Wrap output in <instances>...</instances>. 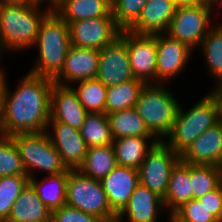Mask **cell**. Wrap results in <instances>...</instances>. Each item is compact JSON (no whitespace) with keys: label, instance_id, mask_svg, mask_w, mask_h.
<instances>
[{"label":"cell","instance_id":"obj_1","mask_svg":"<svg viewBox=\"0 0 222 222\" xmlns=\"http://www.w3.org/2000/svg\"><path fill=\"white\" fill-rule=\"evenodd\" d=\"M11 93L5 79L0 134L38 133L47 129L50 119L52 79L28 72Z\"/></svg>","mask_w":222,"mask_h":222},{"label":"cell","instance_id":"obj_2","mask_svg":"<svg viewBox=\"0 0 222 222\" xmlns=\"http://www.w3.org/2000/svg\"><path fill=\"white\" fill-rule=\"evenodd\" d=\"M42 0L28 3L0 4V47L30 49L38 37L44 17L53 9L51 5L40 11ZM24 48V49H23Z\"/></svg>","mask_w":222,"mask_h":222},{"label":"cell","instance_id":"obj_3","mask_svg":"<svg viewBox=\"0 0 222 222\" xmlns=\"http://www.w3.org/2000/svg\"><path fill=\"white\" fill-rule=\"evenodd\" d=\"M36 45L39 57L29 73L54 80L64 66L71 43L68 23L53 9L41 22Z\"/></svg>","mask_w":222,"mask_h":222},{"label":"cell","instance_id":"obj_4","mask_svg":"<svg viewBox=\"0 0 222 222\" xmlns=\"http://www.w3.org/2000/svg\"><path fill=\"white\" fill-rule=\"evenodd\" d=\"M218 122V107L209 93L186 112L179 106L171 132L167 135L169 141L165 143L181 154L203 132Z\"/></svg>","mask_w":222,"mask_h":222},{"label":"cell","instance_id":"obj_5","mask_svg":"<svg viewBox=\"0 0 222 222\" xmlns=\"http://www.w3.org/2000/svg\"><path fill=\"white\" fill-rule=\"evenodd\" d=\"M164 84H147L140 92L135 109L156 139L162 140L171 132L179 103ZM160 136V138L158 137ZM163 138H162V137Z\"/></svg>","mask_w":222,"mask_h":222},{"label":"cell","instance_id":"obj_6","mask_svg":"<svg viewBox=\"0 0 222 222\" xmlns=\"http://www.w3.org/2000/svg\"><path fill=\"white\" fill-rule=\"evenodd\" d=\"M11 137L29 178L34 177L31 173L33 169H41L47 175L66 173L69 170L51 143L47 130L38 133H18Z\"/></svg>","mask_w":222,"mask_h":222},{"label":"cell","instance_id":"obj_7","mask_svg":"<svg viewBox=\"0 0 222 222\" xmlns=\"http://www.w3.org/2000/svg\"><path fill=\"white\" fill-rule=\"evenodd\" d=\"M66 204L80 211L116 222L100 180L82 174L78 169L69 170Z\"/></svg>","mask_w":222,"mask_h":222},{"label":"cell","instance_id":"obj_8","mask_svg":"<svg viewBox=\"0 0 222 222\" xmlns=\"http://www.w3.org/2000/svg\"><path fill=\"white\" fill-rule=\"evenodd\" d=\"M181 160V155L173 151L165 140H159L148 151L138 169L139 184L165 197L173 168Z\"/></svg>","mask_w":222,"mask_h":222},{"label":"cell","instance_id":"obj_9","mask_svg":"<svg viewBox=\"0 0 222 222\" xmlns=\"http://www.w3.org/2000/svg\"><path fill=\"white\" fill-rule=\"evenodd\" d=\"M212 9L206 4L177 7L165 34L194 50L210 30Z\"/></svg>","mask_w":222,"mask_h":222},{"label":"cell","instance_id":"obj_10","mask_svg":"<svg viewBox=\"0 0 222 222\" xmlns=\"http://www.w3.org/2000/svg\"><path fill=\"white\" fill-rule=\"evenodd\" d=\"M120 35L127 43L134 77L146 85L156 84V34H136L129 30H121Z\"/></svg>","mask_w":222,"mask_h":222},{"label":"cell","instance_id":"obj_11","mask_svg":"<svg viewBox=\"0 0 222 222\" xmlns=\"http://www.w3.org/2000/svg\"><path fill=\"white\" fill-rule=\"evenodd\" d=\"M71 45L101 50L120 36L113 15L82 19L69 24Z\"/></svg>","mask_w":222,"mask_h":222},{"label":"cell","instance_id":"obj_12","mask_svg":"<svg viewBox=\"0 0 222 222\" xmlns=\"http://www.w3.org/2000/svg\"><path fill=\"white\" fill-rule=\"evenodd\" d=\"M96 78L106 87L135 78L131 70L127 43L121 35L99 50Z\"/></svg>","mask_w":222,"mask_h":222},{"label":"cell","instance_id":"obj_13","mask_svg":"<svg viewBox=\"0 0 222 222\" xmlns=\"http://www.w3.org/2000/svg\"><path fill=\"white\" fill-rule=\"evenodd\" d=\"M53 127L48 137L69 170H77L87 154V145L79 129L55 120H49L47 127Z\"/></svg>","mask_w":222,"mask_h":222},{"label":"cell","instance_id":"obj_14","mask_svg":"<svg viewBox=\"0 0 222 222\" xmlns=\"http://www.w3.org/2000/svg\"><path fill=\"white\" fill-rule=\"evenodd\" d=\"M156 49V84H164L179 75L192 53L187 45L165 33L156 34Z\"/></svg>","mask_w":222,"mask_h":222},{"label":"cell","instance_id":"obj_15","mask_svg":"<svg viewBox=\"0 0 222 222\" xmlns=\"http://www.w3.org/2000/svg\"><path fill=\"white\" fill-rule=\"evenodd\" d=\"M99 50L71 45L60 74L53 80L55 84L71 86L70 83L93 79L97 76ZM67 81V82H66ZM70 84V85H68Z\"/></svg>","mask_w":222,"mask_h":222},{"label":"cell","instance_id":"obj_16","mask_svg":"<svg viewBox=\"0 0 222 222\" xmlns=\"http://www.w3.org/2000/svg\"><path fill=\"white\" fill-rule=\"evenodd\" d=\"M87 114L72 86L53 84L50 93L49 120L80 129Z\"/></svg>","mask_w":222,"mask_h":222},{"label":"cell","instance_id":"obj_17","mask_svg":"<svg viewBox=\"0 0 222 222\" xmlns=\"http://www.w3.org/2000/svg\"><path fill=\"white\" fill-rule=\"evenodd\" d=\"M187 164L214 165L222 168V121L208 128L181 154Z\"/></svg>","mask_w":222,"mask_h":222},{"label":"cell","instance_id":"obj_18","mask_svg":"<svg viewBox=\"0 0 222 222\" xmlns=\"http://www.w3.org/2000/svg\"><path fill=\"white\" fill-rule=\"evenodd\" d=\"M101 184L111 209L118 215L139 185V173L137 169L116 165Z\"/></svg>","mask_w":222,"mask_h":222},{"label":"cell","instance_id":"obj_19","mask_svg":"<svg viewBox=\"0 0 222 222\" xmlns=\"http://www.w3.org/2000/svg\"><path fill=\"white\" fill-rule=\"evenodd\" d=\"M176 8L173 0H148L137 21L128 30L147 35L166 33Z\"/></svg>","mask_w":222,"mask_h":222},{"label":"cell","instance_id":"obj_20","mask_svg":"<svg viewBox=\"0 0 222 222\" xmlns=\"http://www.w3.org/2000/svg\"><path fill=\"white\" fill-rule=\"evenodd\" d=\"M159 208H164L163 199L139 184L130 196L127 205L117 215L116 222H121L124 214L128 216L129 222H156Z\"/></svg>","mask_w":222,"mask_h":222},{"label":"cell","instance_id":"obj_21","mask_svg":"<svg viewBox=\"0 0 222 222\" xmlns=\"http://www.w3.org/2000/svg\"><path fill=\"white\" fill-rule=\"evenodd\" d=\"M52 211L29 183L21 192L5 222H51Z\"/></svg>","mask_w":222,"mask_h":222},{"label":"cell","instance_id":"obj_22","mask_svg":"<svg viewBox=\"0 0 222 222\" xmlns=\"http://www.w3.org/2000/svg\"><path fill=\"white\" fill-rule=\"evenodd\" d=\"M53 10L68 24L111 15V0H60Z\"/></svg>","mask_w":222,"mask_h":222},{"label":"cell","instance_id":"obj_23","mask_svg":"<svg viewBox=\"0 0 222 222\" xmlns=\"http://www.w3.org/2000/svg\"><path fill=\"white\" fill-rule=\"evenodd\" d=\"M192 199L190 164L180 160L173 168L168 189L163 198L164 207L169 208L171 216L178 208Z\"/></svg>","mask_w":222,"mask_h":222},{"label":"cell","instance_id":"obj_24","mask_svg":"<svg viewBox=\"0 0 222 222\" xmlns=\"http://www.w3.org/2000/svg\"><path fill=\"white\" fill-rule=\"evenodd\" d=\"M150 142H146L148 139ZM159 139L154 137H122L113 140L117 165L139 169L148 151L157 143ZM150 143V145L148 144Z\"/></svg>","mask_w":222,"mask_h":222},{"label":"cell","instance_id":"obj_25","mask_svg":"<svg viewBox=\"0 0 222 222\" xmlns=\"http://www.w3.org/2000/svg\"><path fill=\"white\" fill-rule=\"evenodd\" d=\"M113 140L122 137H155L138 115L135 107L106 114Z\"/></svg>","mask_w":222,"mask_h":222},{"label":"cell","instance_id":"obj_26","mask_svg":"<svg viewBox=\"0 0 222 222\" xmlns=\"http://www.w3.org/2000/svg\"><path fill=\"white\" fill-rule=\"evenodd\" d=\"M68 176L69 170L66 173L48 175L45 178L47 181L43 179V181L39 182L35 177L30 178V184L36 190L40 200L51 211L59 209L66 204Z\"/></svg>","mask_w":222,"mask_h":222},{"label":"cell","instance_id":"obj_27","mask_svg":"<svg viewBox=\"0 0 222 222\" xmlns=\"http://www.w3.org/2000/svg\"><path fill=\"white\" fill-rule=\"evenodd\" d=\"M117 165L112 144L87 149L83 164L78 170L95 180H102Z\"/></svg>","mask_w":222,"mask_h":222},{"label":"cell","instance_id":"obj_28","mask_svg":"<svg viewBox=\"0 0 222 222\" xmlns=\"http://www.w3.org/2000/svg\"><path fill=\"white\" fill-rule=\"evenodd\" d=\"M146 84L136 78L107 87L105 113L133 108Z\"/></svg>","mask_w":222,"mask_h":222},{"label":"cell","instance_id":"obj_29","mask_svg":"<svg viewBox=\"0 0 222 222\" xmlns=\"http://www.w3.org/2000/svg\"><path fill=\"white\" fill-rule=\"evenodd\" d=\"M79 130L88 148L113 143L106 113H88Z\"/></svg>","mask_w":222,"mask_h":222},{"label":"cell","instance_id":"obj_30","mask_svg":"<svg viewBox=\"0 0 222 222\" xmlns=\"http://www.w3.org/2000/svg\"><path fill=\"white\" fill-rule=\"evenodd\" d=\"M192 199H199L222 183V168L214 165L190 164Z\"/></svg>","mask_w":222,"mask_h":222},{"label":"cell","instance_id":"obj_31","mask_svg":"<svg viewBox=\"0 0 222 222\" xmlns=\"http://www.w3.org/2000/svg\"><path fill=\"white\" fill-rule=\"evenodd\" d=\"M202 40L201 47L211 75L222 82V22L212 26Z\"/></svg>","mask_w":222,"mask_h":222},{"label":"cell","instance_id":"obj_32","mask_svg":"<svg viewBox=\"0 0 222 222\" xmlns=\"http://www.w3.org/2000/svg\"><path fill=\"white\" fill-rule=\"evenodd\" d=\"M76 92L81 104L88 113H105L107 87L97 78L76 82Z\"/></svg>","mask_w":222,"mask_h":222},{"label":"cell","instance_id":"obj_33","mask_svg":"<svg viewBox=\"0 0 222 222\" xmlns=\"http://www.w3.org/2000/svg\"><path fill=\"white\" fill-rule=\"evenodd\" d=\"M29 183L28 176L0 177V222L8 219L12 206Z\"/></svg>","mask_w":222,"mask_h":222},{"label":"cell","instance_id":"obj_34","mask_svg":"<svg viewBox=\"0 0 222 222\" xmlns=\"http://www.w3.org/2000/svg\"><path fill=\"white\" fill-rule=\"evenodd\" d=\"M27 176L17 146L11 136L0 134V177Z\"/></svg>","mask_w":222,"mask_h":222},{"label":"cell","instance_id":"obj_35","mask_svg":"<svg viewBox=\"0 0 222 222\" xmlns=\"http://www.w3.org/2000/svg\"><path fill=\"white\" fill-rule=\"evenodd\" d=\"M148 0H111V14L121 30H128L138 19Z\"/></svg>","mask_w":222,"mask_h":222},{"label":"cell","instance_id":"obj_36","mask_svg":"<svg viewBox=\"0 0 222 222\" xmlns=\"http://www.w3.org/2000/svg\"><path fill=\"white\" fill-rule=\"evenodd\" d=\"M170 222H218L198 199H191L178 208L171 216Z\"/></svg>","mask_w":222,"mask_h":222},{"label":"cell","instance_id":"obj_37","mask_svg":"<svg viewBox=\"0 0 222 222\" xmlns=\"http://www.w3.org/2000/svg\"><path fill=\"white\" fill-rule=\"evenodd\" d=\"M51 222H106L104 219L84 213L67 204L52 211Z\"/></svg>","mask_w":222,"mask_h":222},{"label":"cell","instance_id":"obj_38","mask_svg":"<svg viewBox=\"0 0 222 222\" xmlns=\"http://www.w3.org/2000/svg\"><path fill=\"white\" fill-rule=\"evenodd\" d=\"M218 220L222 219V183L198 199Z\"/></svg>","mask_w":222,"mask_h":222},{"label":"cell","instance_id":"obj_39","mask_svg":"<svg viewBox=\"0 0 222 222\" xmlns=\"http://www.w3.org/2000/svg\"><path fill=\"white\" fill-rule=\"evenodd\" d=\"M216 87L217 88H214V90L210 92V95L216 101L218 107L219 121H222V82H218Z\"/></svg>","mask_w":222,"mask_h":222},{"label":"cell","instance_id":"obj_40","mask_svg":"<svg viewBox=\"0 0 222 222\" xmlns=\"http://www.w3.org/2000/svg\"><path fill=\"white\" fill-rule=\"evenodd\" d=\"M5 75L0 74V121L2 116V106H3V94L5 89Z\"/></svg>","mask_w":222,"mask_h":222},{"label":"cell","instance_id":"obj_41","mask_svg":"<svg viewBox=\"0 0 222 222\" xmlns=\"http://www.w3.org/2000/svg\"><path fill=\"white\" fill-rule=\"evenodd\" d=\"M177 7L197 5V0H173Z\"/></svg>","mask_w":222,"mask_h":222},{"label":"cell","instance_id":"obj_42","mask_svg":"<svg viewBox=\"0 0 222 222\" xmlns=\"http://www.w3.org/2000/svg\"><path fill=\"white\" fill-rule=\"evenodd\" d=\"M198 4H206V5H209L211 7L214 6V5H215V7H216V5H219V7L222 6V2L221 1L219 2V0H197V5Z\"/></svg>","mask_w":222,"mask_h":222},{"label":"cell","instance_id":"obj_43","mask_svg":"<svg viewBox=\"0 0 222 222\" xmlns=\"http://www.w3.org/2000/svg\"><path fill=\"white\" fill-rule=\"evenodd\" d=\"M38 0H0V4H14V3H28L35 2Z\"/></svg>","mask_w":222,"mask_h":222},{"label":"cell","instance_id":"obj_44","mask_svg":"<svg viewBox=\"0 0 222 222\" xmlns=\"http://www.w3.org/2000/svg\"><path fill=\"white\" fill-rule=\"evenodd\" d=\"M58 1L60 0H49V4L51 3V6L53 7Z\"/></svg>","mask_w":222,"mask_h":222},{"label":"cell","instance_id":"obj_45","mask_svg":"<svg viewBox=\"0 0 222 222\" xmlns=\"http://www.w3.org/2000/svg\"><path fill=\"white\" fill-rule=\"evenodd\" d=\"M1 54H2V49H1V47H0V57L2 56ZM2 70H3V69H0V74H4V72H3Z\"/></svg>","mask_w":222,"mask_h":222}]
</instances>
